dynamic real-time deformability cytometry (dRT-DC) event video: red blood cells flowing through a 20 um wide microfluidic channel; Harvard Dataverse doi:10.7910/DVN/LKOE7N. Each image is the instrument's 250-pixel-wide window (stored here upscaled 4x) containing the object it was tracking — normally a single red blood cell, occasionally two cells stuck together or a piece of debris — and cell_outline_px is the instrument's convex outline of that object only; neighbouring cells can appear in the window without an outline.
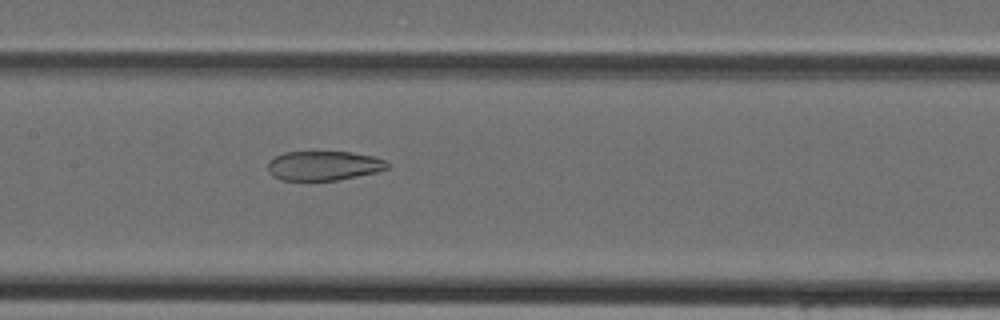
{"species": "Egyptian fruit bat (a non-hibernating species)", "species_latin": "Rousettus aegyptiacus", "temperature_condition": "cold", "stored_images_in_passage": 33, "camera_frame_rate_fps": 3000, "um_per_image_px": 0.085, "animal": {"sex": "female"}, "frame": {"image": 1, "passage_image": 15, "time_ms": 4.667, "image_size_px": [1000, 320], "cell_outline_px": [[388, 168], [376, 172], [336, 180], [280, 180], [272, 176], [268, 172], [268, 160], [284, 152], [352, 152], [372, 156], [384, 160], [388, 164]], "centroid_in_image_um": [27.46, 14.08], "position_along_channel_um": 179.9, "area_um2": 20.4}}
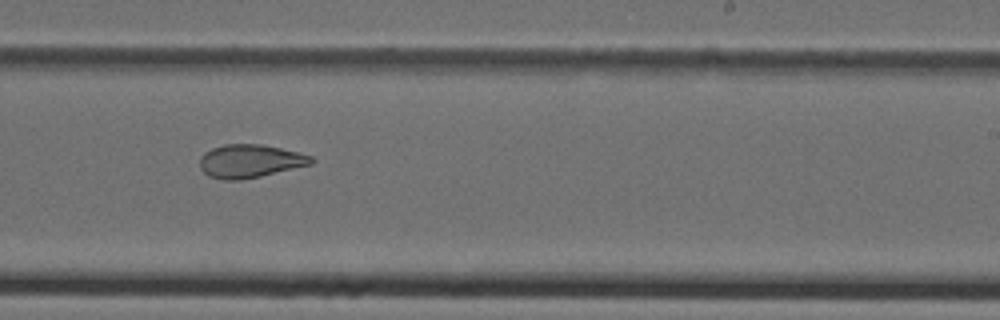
{"frame": {"image": 2, "passage_image": 21, "time_ms": 6.667, "image_size_px": [1000, 320], "cell_outline_px": [[316, 160], [312, 164], [260, 176], [240, 180], [224, 180], [208, 176], [200, 168], [200, 156], [204, 152], [212, 148], [224, 144], [260, 144], [300, 152], [312, 156]], "centroid_in_image_um": [21.25, 13.69], "position_along_channel_um": 267.8, "area_um2": 21.68}}
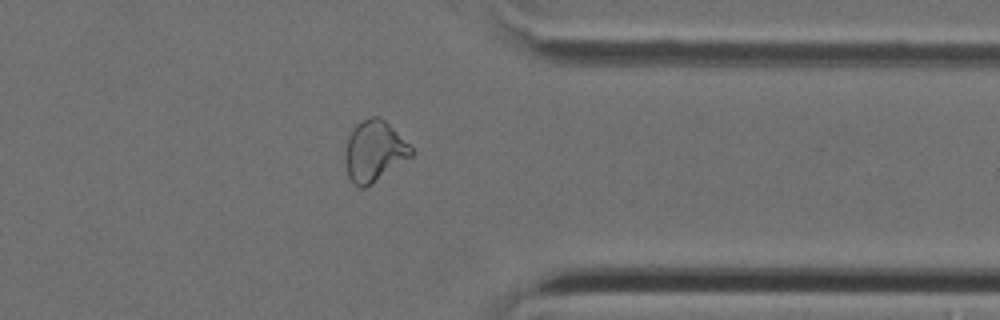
{"frame": {"image": 3, "passage_image": 29, "time_ms": 9.333, "image_size_px": [1000, 320], "cell_outline_px": [[412, 156], [364, 188], [360, 188], [352, 184], [348, 176], [344, 164], [344, 156], [348, 136], [352, 128], [356, 124], [372, 116], [380, 116], [412, 148]], "centroid_in_image_um": [31.75, 12.86], "position_along_channel_um": 379.7, "area_um2": 23.18}}